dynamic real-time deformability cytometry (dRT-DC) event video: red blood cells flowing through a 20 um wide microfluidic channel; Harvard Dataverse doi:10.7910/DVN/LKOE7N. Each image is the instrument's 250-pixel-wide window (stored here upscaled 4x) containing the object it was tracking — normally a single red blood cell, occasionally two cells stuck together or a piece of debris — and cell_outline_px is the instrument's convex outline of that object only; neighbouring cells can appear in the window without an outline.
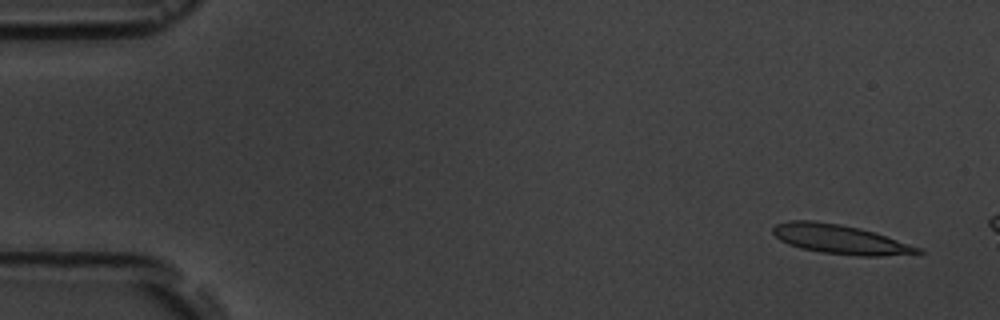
{"species": "common noctule bat (a hibernating species)", "species_latin": "Nyctalus noctula", "temperature_condition": "room temperature", "stored_images_in_passage": 4, "camera_frame_rate_fps": 3000, "um_per_image_px": 0.085, "animal": {"sex": "male", "body_mass_g": 19.5, "forearm_length_mm": 54.6}, "frame": {"image": 1, "passage_image": 1, "time_ms": 0.0, "image_size_px": [1000, 320], "cell_outline_px": [[924, 252], [880, 256], [856, 256], [820, 252], [800, 248], [788, 244], [780, 240], [772, 232], [772, 228], [776, 224], [788, 220], [816, 220], [840, 224], [860, 228], [924, 248]], "centroid_in_image_um": [71.39, 20.33], "position_along_channel_um": 13.6, "area_um2": 24.8}}